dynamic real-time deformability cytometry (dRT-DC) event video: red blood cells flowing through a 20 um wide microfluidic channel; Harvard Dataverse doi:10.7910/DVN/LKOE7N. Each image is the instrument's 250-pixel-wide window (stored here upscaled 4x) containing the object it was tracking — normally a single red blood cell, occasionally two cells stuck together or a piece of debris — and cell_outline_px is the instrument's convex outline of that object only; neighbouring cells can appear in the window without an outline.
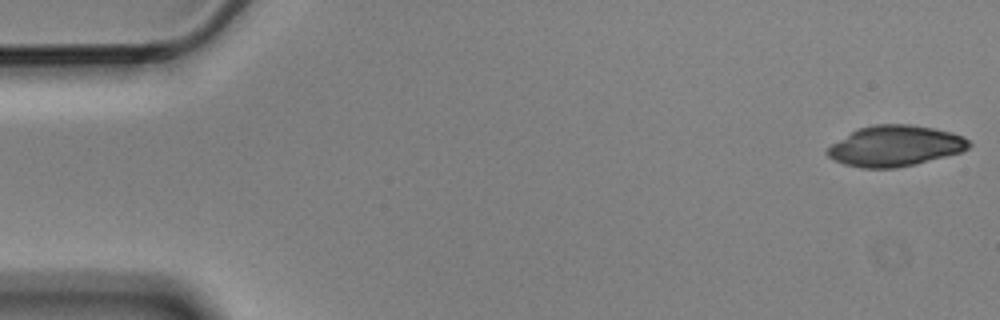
{"species": "Egyptian fruit bat (a non-hibernating species)", "species_latin": "Rousettus aegyptiacus", "temperature_condition": "cold", "stored_images_in_passage": 4, "camera_frame_rate_fps": 3000, "um_per_image_px": 0.085, "animal": {"sex": "male"}, "frame": {"image": 1, "passage_image": 1, "time_ms": 0.0, "image_size_px": [1000, 320], "cell_outline_px": [[972, 144], [968, 148], [960, 152], [896, 168], [860, 168], [844, 164], [828, 156], [824, 152], [832, 144], [852, 132], [860, 128], [876, 124], [912, 124], [952, 132], [964, 136]], "centroid_in_image_um": [76.09, 12.4], "position_along_channel_um": 8.9, "area_um2": 33.18}}